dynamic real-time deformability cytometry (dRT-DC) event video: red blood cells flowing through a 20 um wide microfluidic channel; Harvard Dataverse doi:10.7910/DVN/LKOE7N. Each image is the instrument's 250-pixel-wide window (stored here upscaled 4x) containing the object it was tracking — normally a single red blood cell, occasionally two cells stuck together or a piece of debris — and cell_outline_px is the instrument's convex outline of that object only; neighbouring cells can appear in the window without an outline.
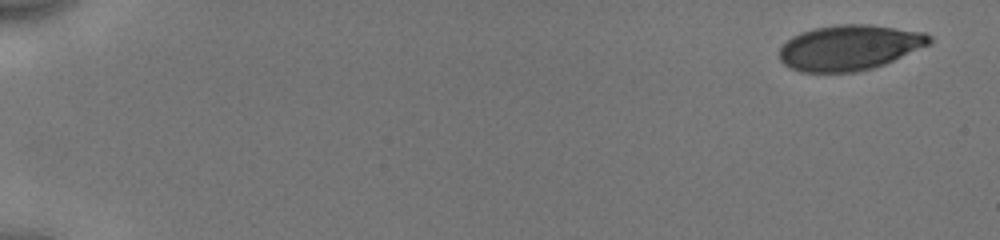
{"species": "human", "species_latin": "Homo sapiens", "temperature_condition": "cold", "stored_images_in_passage": 65, "camera_frame_rate_fps": 3000, "um_per_image_px": 0.085, "donor": {"sex": "male"}, "frame": {"image": 1, "passage_image": 1, "time_ms": 0.0, "image_size_px": [1000, 240], "cell_outline_px": [[932, 44], [884, 64], [872, 68], [856, 72], [800, 72], [784, 64], [780, 60], [780, 48], [792, 36], [800, 32], [812, 28], [836, 24], [868, 24], [924, 32], [932, 36]], "centroid_in_image_um": [72.22, 4.03], "position_along_channel_um": 12.8, "area_um2": 39.77}}
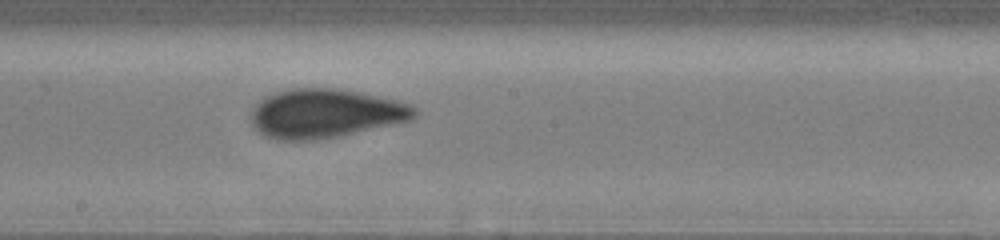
{"frame": {"image": 2, "passage_image": 30, "time_ms": 9.667, "image_size_px": [1000, 240], "cell_outline_px": [[416, 116], [412, 120], [336, 136], [316, 140], [276, 140], [264, 136], [252, 124], [248, 116], [252, 108], [260, 100], [276, 92], [292, 88], [332, 88], [360, 92], [396, 100], [412, 104], [416, 108]], "centroid_in_image_um": [27.62, 9.64], "position_along_channel_um": 220.6, "area_um2": 46.59}}
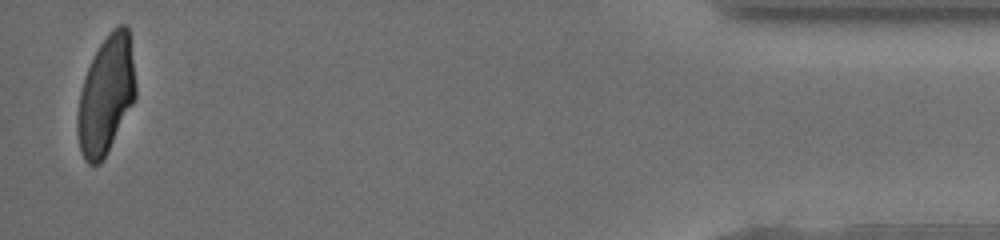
{"frame": {"image": 3, "passage_image": 65, "time_ms": 16.667, "image_size_px": [1000, 240], "cell_outline_px": [[136, 96], [108, 152], [100, 164], [88, 164], [84, 160], [80, 152], [76, 132], [76, 116], [80, 92], [84, 76], [100, 44], [108, 32], [112, 28], [120, 24], [124, 24], [128, 28], [132, 36], [136, 84]], "centroid_in_image_um": [9.02, 8.06], "position_along_channel_um": 426.2, "area_um2": 40.69}, "authors_computed_cell_mechanics": {"area_um2": 42.7142, "velocity_mm_per_s": 3.9508, "shape_relaxation_time_tau1_ms": 3.5665, "shape_relaxation_time_tau2_ms": 0.9973, "deformation_change_tau1": 0.1347, "deformation_change_tau2": 0.0536}}